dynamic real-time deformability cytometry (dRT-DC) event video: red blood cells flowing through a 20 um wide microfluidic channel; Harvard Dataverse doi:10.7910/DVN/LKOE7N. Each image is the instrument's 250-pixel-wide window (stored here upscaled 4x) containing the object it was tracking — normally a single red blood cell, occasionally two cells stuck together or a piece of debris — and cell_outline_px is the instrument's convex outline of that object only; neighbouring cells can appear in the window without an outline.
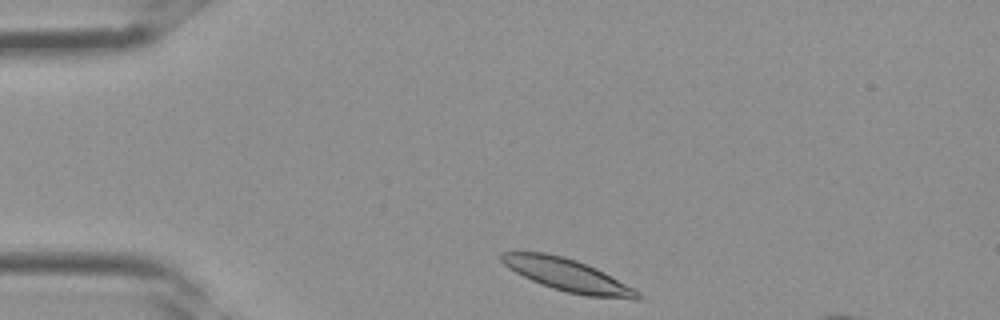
{"species": "Egyptian fruit bat (a non-hibernating species)", "species_latin": "Rousettus aegyptiacus", "temperature_condition": "room temperature", "stored_images_in_passage": 2, "camera_frame_rate_fps": 3000, "um_per_image_px": 0.085, "frame": {"image": 1, "passage_image": 1, "time_ms": 0.0, "image_size_px": [1000, 320], "cell_outline_px": [[644, 296], [640, 300], [632, 300], [588, 296], [568, 292], [552, 288], [540, 284], [508, 268], [500, 260], [500, 252], [544, 252], [564, 256], [576, 260], [596, 268], [604, 272], [640, 292]], "centroid_in_image_um": [48.27, 23.4], "position_along_channel_um": 36.7, "area_um2": 25.78}}